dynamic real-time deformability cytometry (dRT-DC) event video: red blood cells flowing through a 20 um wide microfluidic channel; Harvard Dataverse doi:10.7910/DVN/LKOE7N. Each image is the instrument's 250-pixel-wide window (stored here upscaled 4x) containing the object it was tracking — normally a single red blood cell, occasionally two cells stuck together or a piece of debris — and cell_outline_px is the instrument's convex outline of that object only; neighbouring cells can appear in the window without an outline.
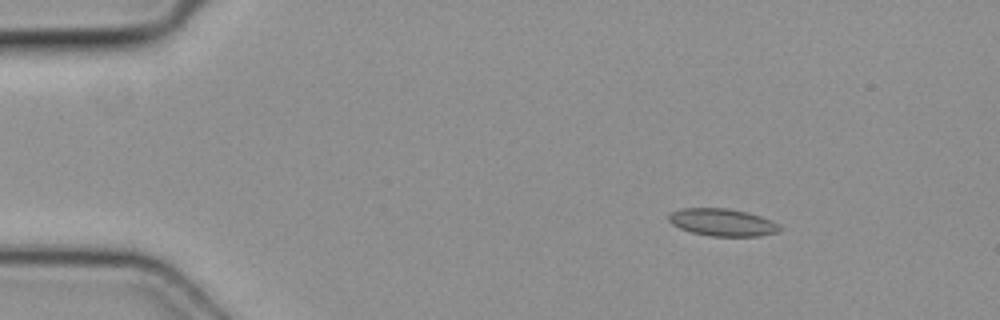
{"species": "common noctule bat (a hibernating species)", "species_latin": "Nyctalus noctula", "temperature_condition": "cold", "stored_images_in_passage": 5, "camera_frame_rate_fps": 3000, "um_per_image_px": 0.085, "animal": {"sex": "female", "body_mass_g": 19.3, "forearm_length_mm": 54.1}, "frame": {"image": 1, "passage_image": 2, "time_ms": 0.333, "image_size_px": [1000, 320], "cell_outline_px": [[780, 232], [760, 236], [708, 236], [692, 232], [680, 228], [672, 224], [668, 220], [668, 216], [672, 212], [680, 208], [728, 208], [748, 212], [772, 220], [780, 224]], "centroid_in_image_um": [61.43, 18.9], "position_along_channel_um": 23.6, "area_um2": 17.86}}